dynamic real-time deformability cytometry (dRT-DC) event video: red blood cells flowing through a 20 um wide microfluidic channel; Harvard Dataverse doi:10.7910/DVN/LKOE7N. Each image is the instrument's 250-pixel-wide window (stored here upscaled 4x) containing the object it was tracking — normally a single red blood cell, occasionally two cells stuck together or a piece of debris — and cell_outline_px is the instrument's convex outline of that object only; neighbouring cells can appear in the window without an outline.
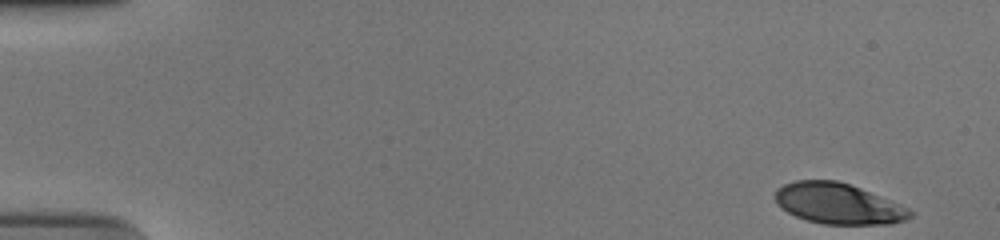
{"species": "human", "species_latin": "Homo sapiens", "temperature_condition": "cold", "stored_images_in_passage": 53, "camera_frame_rate_fps": 3000, "um_per_image_px": 0.085, "donor": {"sex": "male"}, "frame": {"image": 1, "passage_image": 1, "time_ms": 0.0, "image_size_px": [1000, 240], "cell_outline_px": [[912, 216], [904, 220], [892, 224], [824, 224], [808, 220], [796, 216], [780, 208], [776, 204], [772, 196], [776, 188], [784, 184], [796, 180], [836, 180], [860, 188], [900, 204], [908, 208], [912, 212]], "centroid_in_image_um": [71.19, 17.3], "position_along_channel_um": 13.8, "area_um2": 32.08}}
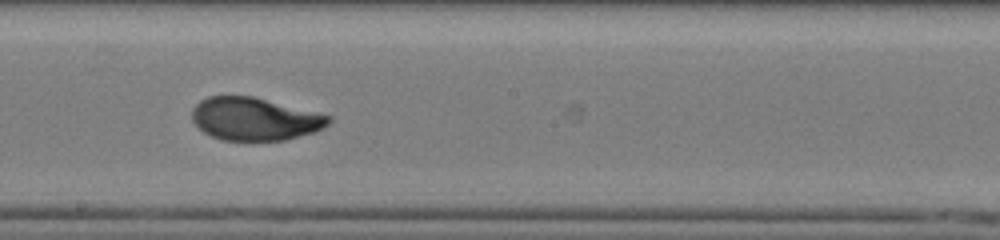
{"frame": {"image": 2, "passage_image": 30, "time_ms": 9.667, "image_size_px": [1000, 240], "cell_outline_px": [[332, 120], [324, 128], [316, 132], [284, 140], [220, 140], [204, 132], [192, 120], [192, 108], [200, 100], [208, 96], [252, 96], [332, 116]], "centroid_in_image_um": [21.66, 10.11], "position_along_channel_um": 226.5, "area_um2": 34.04}}
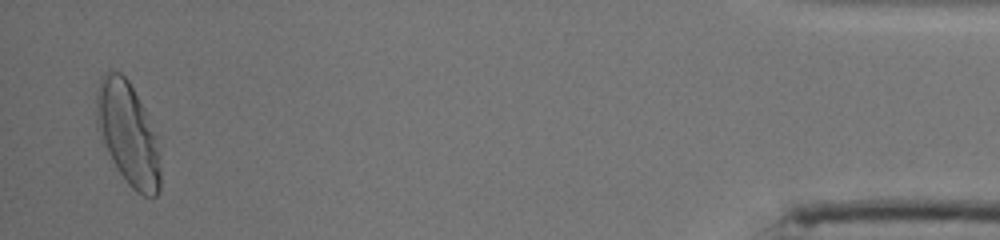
{"frame": {"image": 3, "passage_image": 52, "time_ms": 17.0, "image_size_px": [1000, 240], "cell_outline_px": [[160, 192], [156, 196], [144, 196], [136, 192], [128, 184], [112, 160], [100, 140], [96, 128], [96, 92], [100, 80], [104, 72], [112, 68], [120, 72], [128, 80], [144, 108], [156, 136], [160, 172]], "centroid_in_image_um": [10.84, 11.34], "position_along_channel_um": 424.4, "area_um2": 38.38}, "authors_computed_cell_mechanics": {"area_um2": 34.3332, "velocity_mm_per_s": 3.7227, "shape_relaxation_time_tau1_ms": 4.496, "shape_relaxation_time_tau2_ms": 0.906, "deformation_change_tau1": 0.2285, "deformation_change_tau2": 0.0499}}